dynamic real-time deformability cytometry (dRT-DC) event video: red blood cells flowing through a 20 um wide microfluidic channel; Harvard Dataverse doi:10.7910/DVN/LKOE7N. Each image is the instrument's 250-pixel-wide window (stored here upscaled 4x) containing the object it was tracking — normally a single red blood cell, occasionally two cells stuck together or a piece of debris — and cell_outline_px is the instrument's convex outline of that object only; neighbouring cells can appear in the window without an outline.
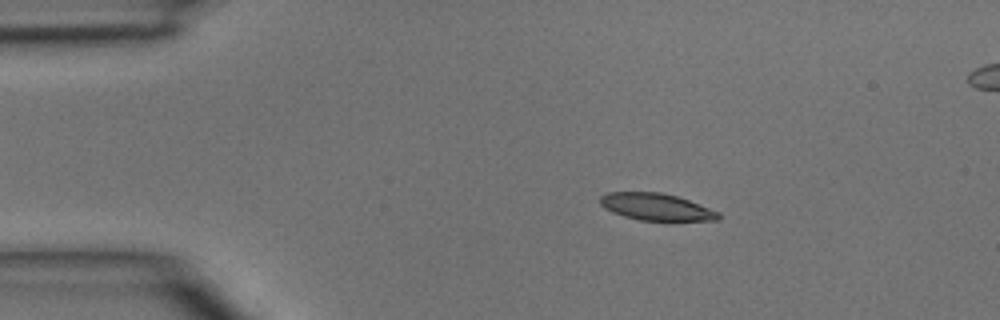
{"species": "common noctule bat (a hibernating species)", "species_latin": "Nyctalus noctula", "temperature_condition": "room temperature", "stored_images_in_passage": 3, "segment_of_instrument_passage": [1, 2], "camera_frame_rate_fps": 3000, "um_per_image_px": 0.085, "animal": {"sex": "male", "body_mass_g": 15.6}, "frame": {"image": 1, "passage_image": 1, "time_ms": 0.0, "image_size_px": [1000, 320], "cell_outline_px": [[720, 220], [640, 220], [624, 216], [612, 212], [604, 208], [600, 204], [600, 196], [608, 192], [660, 192], [676, 196], [688, 200], [720, 212]], "centroid_in_image_um": [55.76, 17.58], "position_along_channel_um": 29.2, "area_um2": 18.44}}